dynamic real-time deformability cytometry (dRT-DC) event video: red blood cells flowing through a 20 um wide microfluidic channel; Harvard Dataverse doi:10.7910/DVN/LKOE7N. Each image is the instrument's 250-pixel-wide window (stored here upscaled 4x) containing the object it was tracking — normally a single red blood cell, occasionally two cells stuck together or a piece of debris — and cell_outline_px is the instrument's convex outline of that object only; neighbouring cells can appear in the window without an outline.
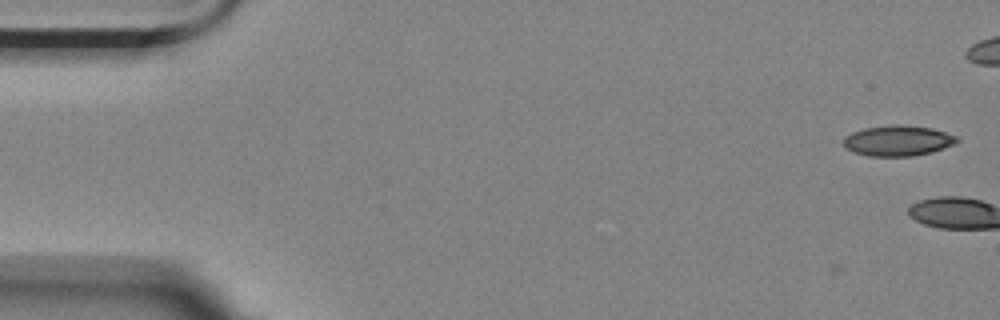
{"species": "Egyptian fruit bat (a non-hibernating species)", "species_latin": "Rousettus aegyptiacus", "temperature_condition": "room temperature", "stored_images_in_passage": 3, "camera_frame_rate_fps": 3000, "um_per_image_px": 0.085, "animal": {"sex": "female"}, "frame": {"image": 1, "passage_image": 3, "time_ms": 0.667, "image_size_px": [1000, 320], "cell_outline_px": [[960, 140], [944, 148], [932, 152], [912, 156], [868, 156], [856, 152], [848, 148], [844, 144], [844, 136], [852, 132], [864, 128], [892, 124], [904, 124], [932, 128], [956, 136]], "centroid_in_image_um": [76.33, 11.94], "position_along_channel_um": 8.7, "area_um2": 20.11}}